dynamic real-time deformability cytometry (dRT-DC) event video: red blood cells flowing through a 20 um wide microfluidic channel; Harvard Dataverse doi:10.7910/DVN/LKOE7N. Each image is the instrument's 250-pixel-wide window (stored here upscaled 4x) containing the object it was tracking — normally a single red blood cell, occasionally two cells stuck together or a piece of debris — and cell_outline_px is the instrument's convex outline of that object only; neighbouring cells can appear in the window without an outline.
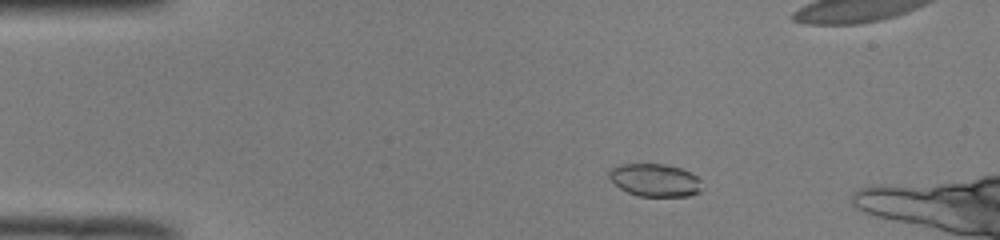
{"species": "common noctule bat (a hibernating species)", "species_latin": "Nyctalus noctula", "temperature_condition": "room temperature", "stored_images_in_passage": 12, "camera_frame_rate_fps": 3000, "um_per_image_px": 0.085, "animal": {"sex": "male", "body_mass_g": 19.0, "forearm_length_mm": 50.8}, "frame": {"image": 1, "passage_image": 7, "time_ms": 2.0, "image_size_px": [1000, 240], "cell_outline_px": [[704, 188], [700, 192], [688, 196], [640, 196], [628, 192], [620, 188], [608, 176], [608, 172], [612, 168], [620, 164], [664, 164], [680, 168], [696, 176], [700, 180]], "centroid_in_image_um": [55.69, 15.31], "position_along_channel_um": 29.3, "area_um2": 17.69}}